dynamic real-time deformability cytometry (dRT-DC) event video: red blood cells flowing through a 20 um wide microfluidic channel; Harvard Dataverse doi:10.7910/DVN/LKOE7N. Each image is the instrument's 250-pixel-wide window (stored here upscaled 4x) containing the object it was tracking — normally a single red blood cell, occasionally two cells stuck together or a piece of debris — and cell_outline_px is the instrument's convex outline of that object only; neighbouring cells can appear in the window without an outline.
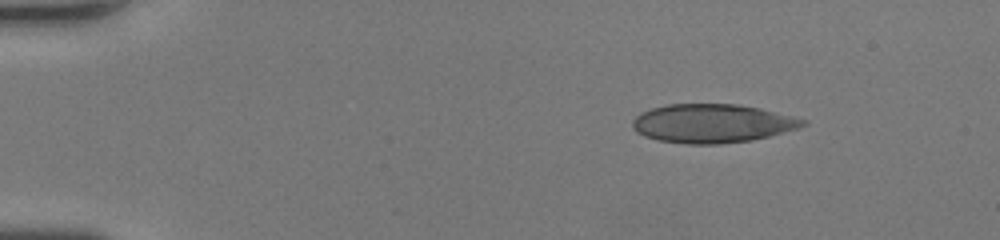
{"species": "human", "species_latin": "Homo sapiens", "temperature_condition": "room temperature", "stored_images_in_passage": 41, "camera_frame_rate_fps": 3000, "um_per_image_px": 0.085, "donor": {"sex": "female"}, "frame": {"image": 1, "passage_image": 1, "time_ms": 0.0, "image_size_px": [1000, 240], "cell_outline_px": [[808, 124], [796, 128], [768, 136], [752, 140], [720, 144], [684, 144], [656, 140], [644, 136], [636, 132], [632, 128], [632, 120], [640, 112], [652, 108], [668, 104], [736, 104], [760, 108], [808, 120]], "centroid_in_image_um": [60.5, 10.49], "position_along_channel_um": 24.5, "area_um2": 38.55}}
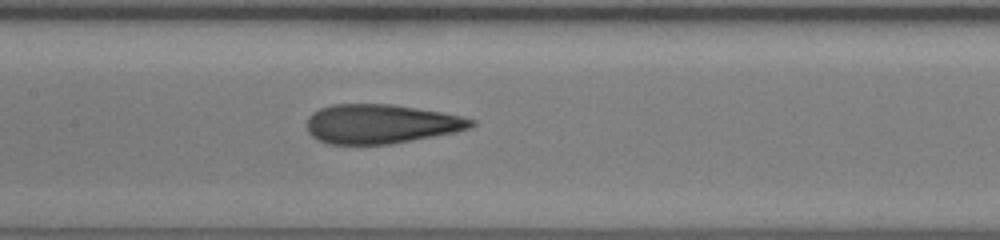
{"frame": {"image": 2, "passage_image": 18, "time_ms": 5.667, "image_size_px": [1000, 240], "cell_outline_px": [[476, 124], [472, 128], [456, 132], [392, 144], [328, 144], [312, 136], [308, 132], [308, 116], [312, 112], [320, 108], [332, 104], [392, 104], [440, 112], [460, 116], [476, 120]], "centroid_in_image_um": [32.39, 10.53], "position_along_channel_um": 175.0, "area_um2": 37.63}}
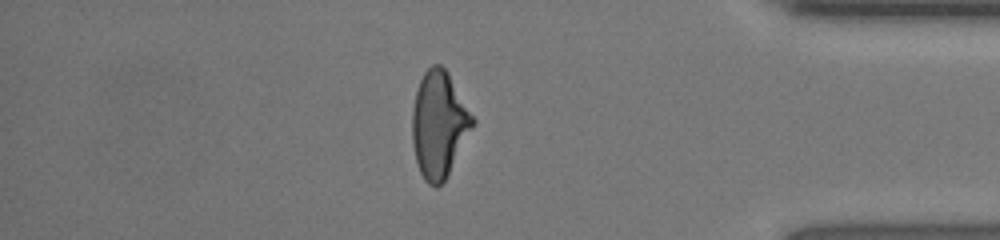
{"frame": {"image": 3, "passage_image": 35, "time_ms": 11.333, "image_size_px": [1000, 240], "cell_outline_px": [[476, 124], [448, 176], [436, 188], [428, 184], [424, 180], [420, 172], [416, 160], [412, 144], [412, 112], [416, 92], [420, 80], [424, 72], [432, 64], [440, 64], [448, 72], [476, 120]], "centroid_in_image_um": [37.33, 10.6], "position_along_channel_um": 397.9, "area_um2": 37.8}, "authors_computed_cell_mechanics": {"area_um2": 38.0324, "velocity_mm_per_s": 4.393, "shape_relaxation_time_tau1_ms": 10.6128, "shape_relaxation_time_tau2_ms": 1.177, "deformation_change_tau1": 0.3209, "deformation_change_tau2": 0.0896}}